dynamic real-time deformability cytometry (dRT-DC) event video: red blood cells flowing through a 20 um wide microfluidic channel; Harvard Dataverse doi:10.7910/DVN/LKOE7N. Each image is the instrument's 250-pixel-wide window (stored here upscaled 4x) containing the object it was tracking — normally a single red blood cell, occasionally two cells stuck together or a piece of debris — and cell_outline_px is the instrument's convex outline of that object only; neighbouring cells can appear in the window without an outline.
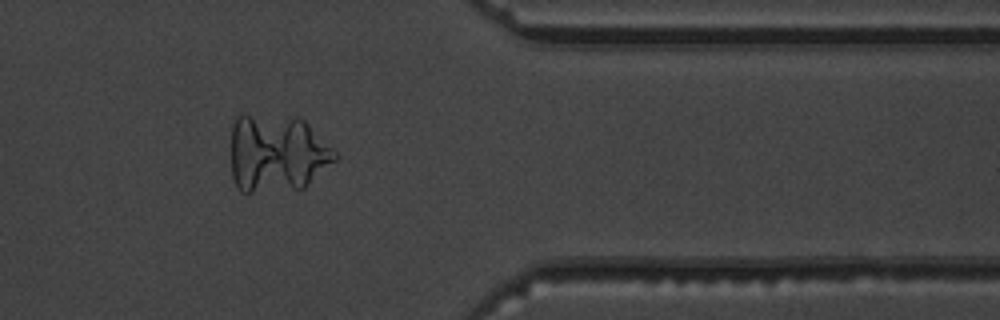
{"species": "common noctule bat (a hibernating species)", "species_latin": "Nyctalus noctula", "temperature_condition": "warm", "stored_images_in_passage": 15, "camera_frame_rate_fps": 3000, "um_per_image_px": 0.085, "animal": {"sex": "male", "body_mass_g": 19.5, "forearm_length_mm": 54.6}, "frame": {"image": 1, "passage_image": 13, "time_ms": 13.667, "image_size_px": [1000, 320], "cell_outline_px": [[340, 156], [336, 160], [304, 188], [252, 192], [240, 192], [236, 188], [232, 176], [232, 124], [236, 116], [240, 112], [244, 112], [296, 116], [304, 120]], "centroid_in_image_um": [23.52, 12.98], "position_along_channel_um": 387.9, "area_um2": 48.03}}